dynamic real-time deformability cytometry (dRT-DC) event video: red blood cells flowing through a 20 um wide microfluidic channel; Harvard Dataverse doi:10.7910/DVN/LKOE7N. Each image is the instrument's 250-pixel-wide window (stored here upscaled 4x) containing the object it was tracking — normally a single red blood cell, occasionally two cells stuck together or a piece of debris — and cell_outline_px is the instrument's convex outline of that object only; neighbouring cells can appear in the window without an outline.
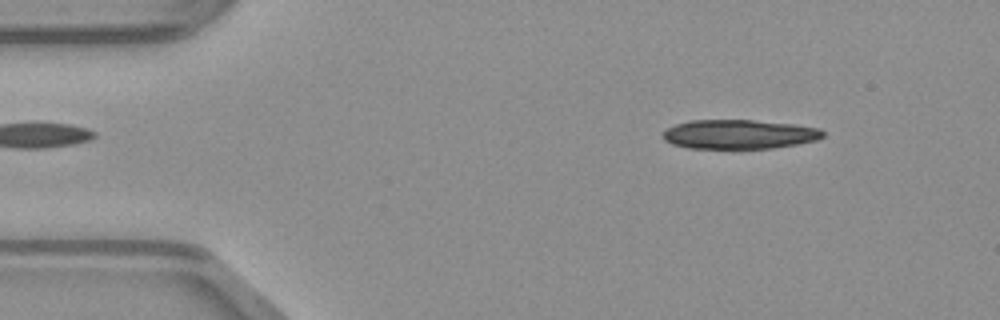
{"species": "common noctule bat (a hibernating species)", "species_latin": "Nyctalus noctula", "temperature_condition": "warm", "stored_images_in_passage": 46, "camera_frame_rate_fps": 3000, "um_per_image_px": 0.085, "animal": {"sex": "male", "body_mass_g": 23.1, "forearm_length_mm": 52.7}, "frame": {"image": 1, "passage_image": 5, "time_ms": 1.333, "image_size_px": [1000, 320], "cell_outline_px": [[824, 136], [816, 140], [796, 144], [772, 148], [688, 148], [672, 144], [664, 140], [660, 136], [668, 128], [676, 124], [688, 120], [752, 120], [792, 124], [820, 128], [824, 132]], "centroid_in_image_um": [62.8, 11.41], "position_along_channel_um": 22.2, "area_um2": 27.22}}
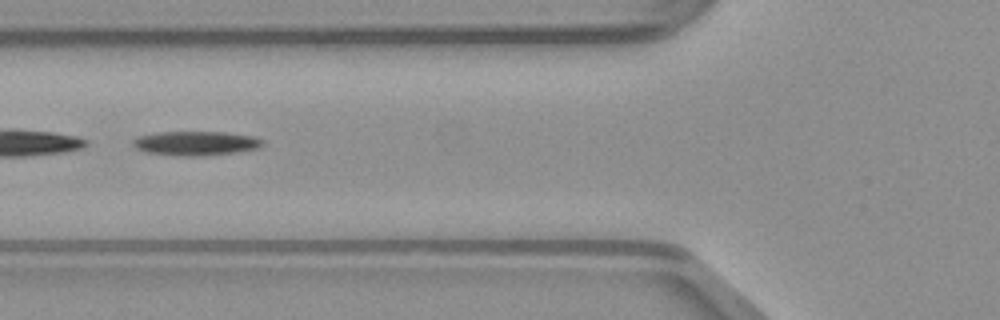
{"frame": {"image": 2, "passage_image": 17, "time_ms": 5.333, "image_size_px": [1000, 320], "cell_outline_px": [[264, 144], [260, 148], [236, 152], [200, 156], [172, 156], [144, 152], [136, 148], [132, 144], [132, 140], [136, 136], [160, 132], [224, 132], [256, 136], [264, 140]], "centroid_in_image_um": [16.64, 12.18], "position_along_channel_um": 109.2, "area_um2": 18.67}}
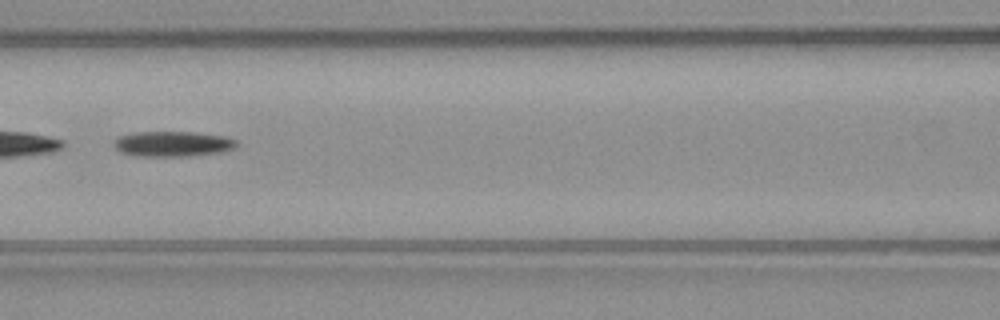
{"frame": {"image": 3, "passage_image": 20, "time_ms": 6.333, "image_size_px": [1000, 320], "cell_outline_px": [[240, 144], [236, 148], [220, 152], [188, 156], [136, 156], [120, 152], [112, 144], [112, 140], [116, 136], [132, 132], [192, 132], [228, 136], [236, 140]], "centroid_in_image_um": [14.66, 12.22], "position_along_channel_um": 151.9, "area_um2": 18.5}}